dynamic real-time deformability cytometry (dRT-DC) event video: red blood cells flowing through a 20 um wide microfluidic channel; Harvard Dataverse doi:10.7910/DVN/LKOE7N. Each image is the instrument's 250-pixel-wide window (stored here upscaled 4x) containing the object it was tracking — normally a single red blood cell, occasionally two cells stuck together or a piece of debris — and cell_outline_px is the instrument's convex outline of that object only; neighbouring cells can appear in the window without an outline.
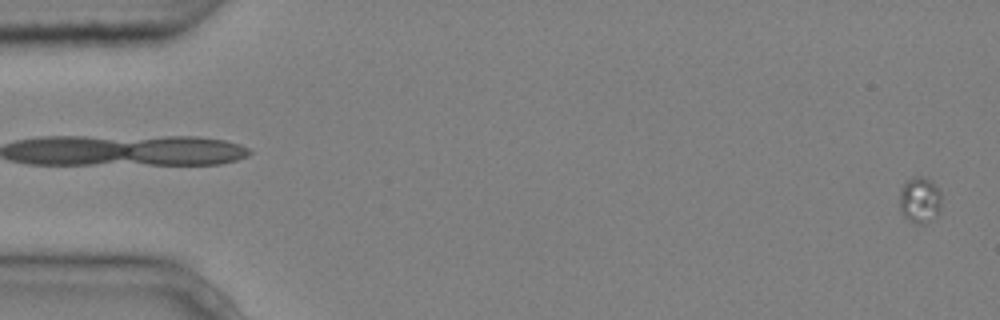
{"species": "common noctule bat (a hibernating species)", "species_latin": "Nyctalus noctula", "temperature_condition": "cold", "stored_images_in_passage": 3, "camera_frame_rate_fps": 3000, "um_per_image_px": 0.085, "animal": {"sex": "male", "body_mass_g": 20.4}, "frame": {"image": 1, "passage_image": 3, "time_ms": 0.667, "image_size_px": [1000, 320], "cell_outline_px": [[940, 208], [936, 216], [932, 220], [920, 224], [912, 224], [904, 216], [900, 208], [900, 188], [912, 176], [924, 176], [932, 180], [940, 192]], "centroid_in_image_um": [78.18, 16.99], "position_along_channel_um": 6.8, "area_um2": 11.39}}